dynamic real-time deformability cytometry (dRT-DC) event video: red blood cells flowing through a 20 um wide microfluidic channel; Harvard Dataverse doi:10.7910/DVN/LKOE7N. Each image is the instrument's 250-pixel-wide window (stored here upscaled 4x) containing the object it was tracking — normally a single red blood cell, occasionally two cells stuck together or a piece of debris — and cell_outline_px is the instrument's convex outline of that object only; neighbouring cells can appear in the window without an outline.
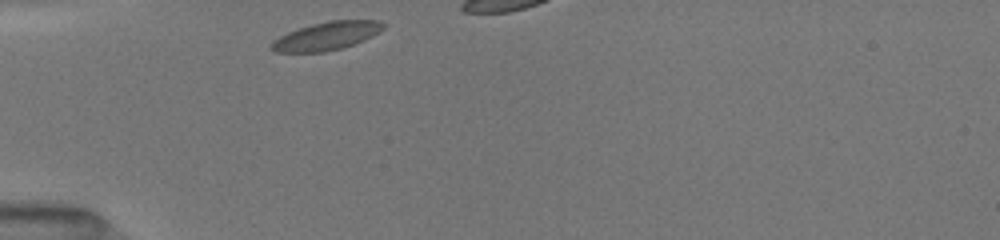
{"species": "common noctule bat (a hibernating species)", "species_latin": "Nyctalus noctula", "temperature_condition": "room temperature", "stored_images_in_passage": 6, "camera_frame_rate_fps": 3000, "um_per_image_px": 0.085, "animal": {"sex": "female", "body_mass_g": 19.5, "forearm_length_mm": 54.1}, "frame": {"image": 1, "passage_image": 1, "time_ms": 0.0, "image_size_px": [1000, 240], "cell_outline_px": [[388, 24], [384, 28], [372, 36], [364, 40], [344, 48], [324, 52], [276, 52], [268, 48], [280, 36], [288, 32], [312, 24], [328, 20], [380, 20]], "centroid_in_image_um": [27.81, 3.05], "position_along_channel_um": 57.2, "area_um2": 18.44}}
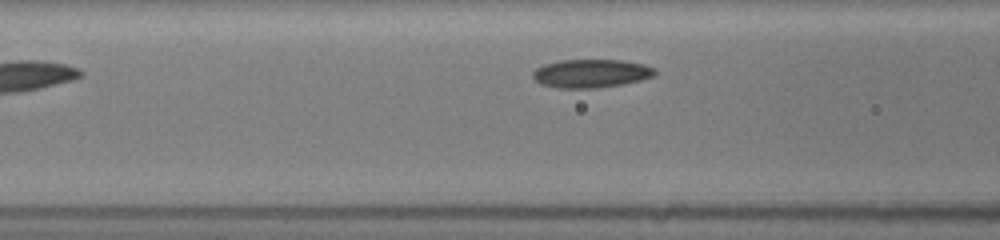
{"frame": {"image": 2, "passage_image": 6, "time_ms": 3.0, "image_size_px": [1000, 240], "cell_outline_px": [[656, 76], [624, 84], [596, 88], [556, 88], [540, 84], [532, 76], [532, 72], [536, 68], [544, 64], [560, 60], [620, 60], [644, 64], [656, 68]], "centroid_in_image_um": [50.25, 6.24], "position_along_channel_um": 116.3, "area_um2": 20.4}}